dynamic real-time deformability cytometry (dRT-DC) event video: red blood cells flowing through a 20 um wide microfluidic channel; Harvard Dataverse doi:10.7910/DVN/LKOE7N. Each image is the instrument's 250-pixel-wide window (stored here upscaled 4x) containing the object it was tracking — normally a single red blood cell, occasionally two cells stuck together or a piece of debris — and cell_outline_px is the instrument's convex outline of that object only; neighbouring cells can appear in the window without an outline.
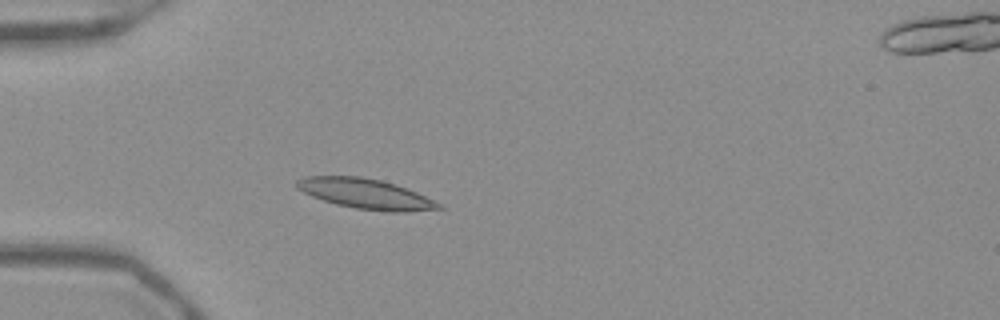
{"species": "Egyptian fruit bat (a non-hibernating species)", "species_latin": "Rousettus aegyptiacus", "temperature_condition": "warm", "stored_images_in_passage": 52, "camera_frame_rate_fps": 3000, "um_per_image_px": 0.085, "frame": {"image": 1, "passage_image": 15, "time_ms": 4.667, "image_size_px": [1000, 320], "cell_outline_px": [[444, 208], [404, 212], [388, 212], [356, 208], [336, 204], [312, 196], [296, 188], [296, 180], [304, 176], [360, 176], [380, 180], [396, 184], [416, 192], [444, 204]], "centroid_in_image_um": [31.1, 16.47], "position_along_channel_um": 53.9, "area_um2": 24.91}}
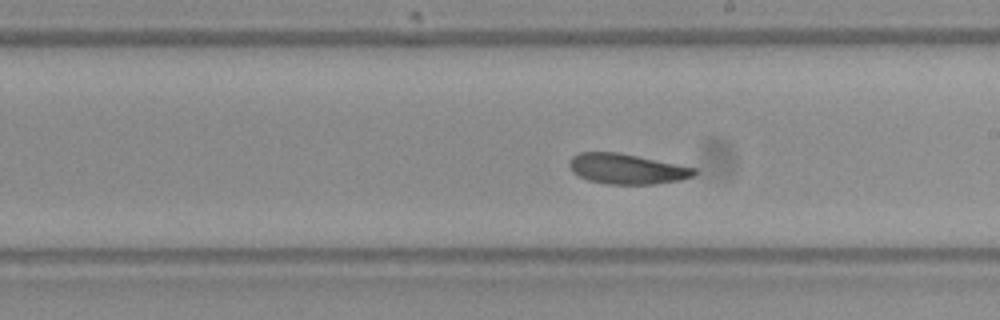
{"frame": {"image": 2, "passage_image": 30, "time_ms": 9.667, "image_size_px": [1000, 320], "cell_outline_px": [[696, 172], [692, 176], [680, 180], [656, 184], [608, 184], [588, 180], [572, 172], [568, 164], [568, 160], [572, 156], [580, 152], [620, 152], [696, 168]], "centroid_in_image_um": [53.24, 14.35], "position_along_channel_um": 235.8, "area_um2": 22.08}}
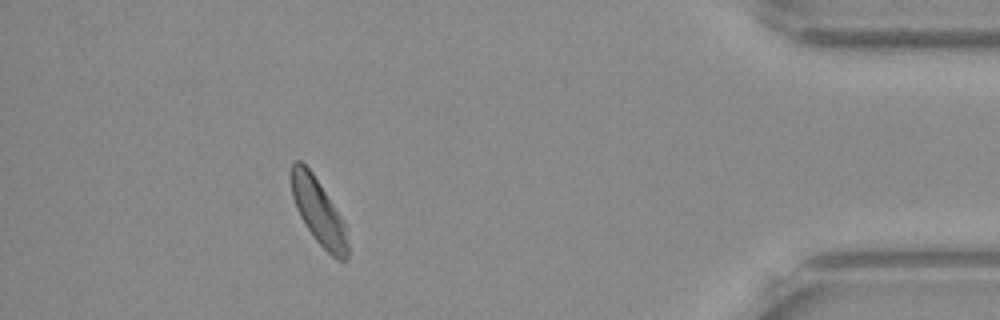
{"frame": {"image": 3, "passage_image": 47, "time_ms": 15.333, "image_size_px": [1000, 320], "cell_outline_px": [[348, 260], [336, 260], [316, 240], [304, 224], [296, 208], [292, 196], [292, 164], [296, 160], [300, 160], [312, 172], [344, 220], [348, 228]], "centroid_in_image_um": [27.12, 18.04], "position_along_channel_um": 408.1, "area_um2": 21.62}, "authors_computed_cell_mechanics": {"area_um2": 22.7732, "velocity_mm_per_s": 3.874, "shape_relaxation_time_tau1_ms": 3.8003, "shape_relaxation_time_tau2_ms": null, "deformation_change_tau1": 0.0972, "deformation_change_tau2": null}}